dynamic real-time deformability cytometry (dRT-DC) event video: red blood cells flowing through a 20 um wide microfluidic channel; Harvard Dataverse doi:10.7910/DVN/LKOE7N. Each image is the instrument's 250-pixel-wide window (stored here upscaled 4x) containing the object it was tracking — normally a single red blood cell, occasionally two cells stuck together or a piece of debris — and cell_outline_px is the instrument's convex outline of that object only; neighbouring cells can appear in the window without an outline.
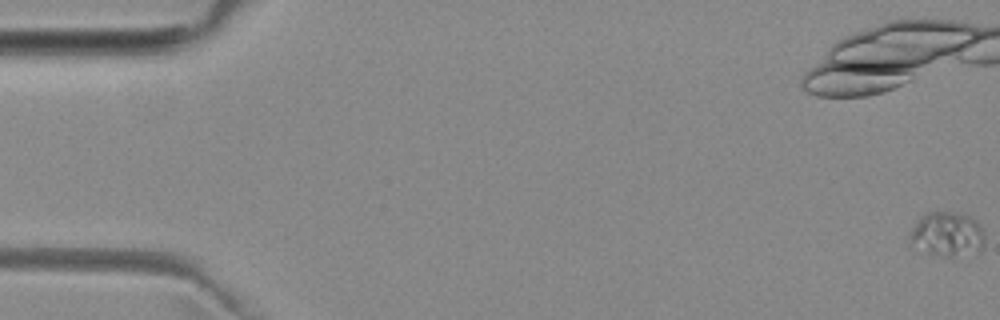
{"species": "common noctule bat (a hibernating species)", "species_latin": "Nyctalus noctula", "temperature_condition": "room temperature", "stored_images_in_passage": 10, "segment_of_instrument_passage": [1, 2], "camera_frame_rate_fps": 3000, "um_per_image_px": 0.085, "animal": {"sex": "female", "body_mass_g": 29.2, "forearm_length_mm": 56.3}, "frame": {"image": 1, "passage_image": 1, "time_ms": 0.0, "image_size_px": [1000, 320], "cell_outline_px": [[984, 248], [952, 260], [908, 248], [908, 240], [912, 228], [916, 220], [924, 212], [964, 212], [976, 220], [980, 224], [984, 232]], "centroid_in_image_um": [80.46, 19.95], "position_along_channel_um": 4.5, "area_um2": 20.75}}
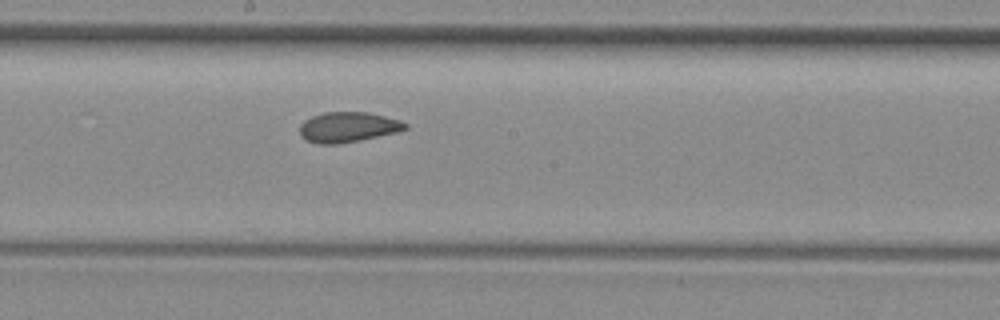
{"frame": {"image": 2, "passage_image": 9, "time_ms": 10.333, "image_size_px": [1000, 320], "cell_outline_px": [[408, 128], [400, 132], [360, 140], [336, 144], [320, 144], [308, 140], [300, 132], [300, 124], [304, 120], [312, 116], [324, 112], [368, 112], [400, 120], [408, 124]], "centroid_in_image_um": [29.63, 10.8], "position_along_channel_um": 218.6, "area_um2": 18.55}}